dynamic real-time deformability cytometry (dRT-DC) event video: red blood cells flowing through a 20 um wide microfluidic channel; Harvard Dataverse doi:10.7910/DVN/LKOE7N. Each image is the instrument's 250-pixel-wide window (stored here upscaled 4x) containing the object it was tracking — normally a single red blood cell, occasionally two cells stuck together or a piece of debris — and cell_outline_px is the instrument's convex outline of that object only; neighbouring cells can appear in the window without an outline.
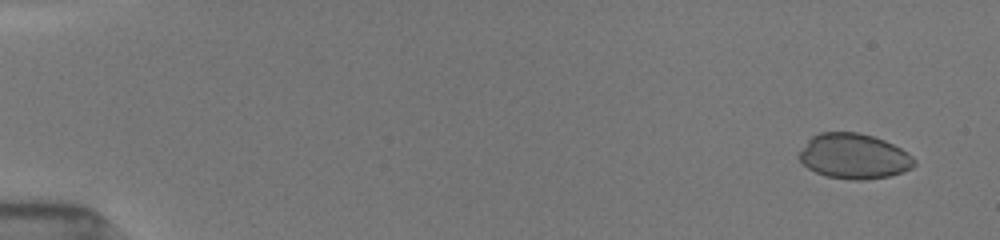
{"species": "common noctule bat (a hibernating species)", "species_latin": "Nyctalus noctula", "temperature_condition": "room temperature", "stored_images_in_passage": 5, "camera_frame_rate_fps": 3000, "um_per_image_px": 0.085, "animal": {"sex": "female", "body_mass_g": 19.5, "forearm_length_mm": 54.1}, "frame": {"image": 1, "passage_image": 1, "time_ms": 0.0, "image_size_px": [1000, 240], "cell_outline_px": [[916, 164], [912, 168], [904, 172], [888, 176], [864, 180], [852, 180], [828, 176], [816, 172], [808, 168], [796, 156], [808, 140], [812, 136], [820, 132], [860, 132], [884, 140], [900, 148], [912, 156], [916, 160]], "centroid_in_image_um": [72.59, 13.28], "position_along_channel_um": 12.4, "area_um2": 30.35}}
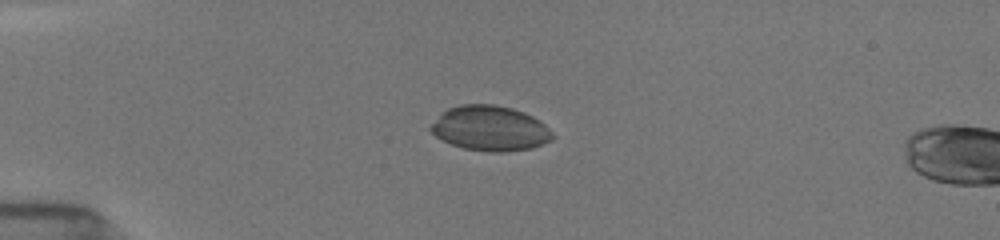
{"frame": {"image": 2, "passage_image": 4, "time_ms": 3.667, "image_size_px": [1000, 240], "cell_outline_px": [[556, 136], [552, 140], [532, 148], [504, 152], [492, 152], [464, 148], [452, 144], [436, 136], [428, 128], [440, 112], [448, 108], [460, 104], [492, 104], [512, 108], [524, 112], [540, 120]], "centroid_in_image_um": [41.66, 10.9], "position_along_channel_um": 43.3, "area_um2": 32.08}}